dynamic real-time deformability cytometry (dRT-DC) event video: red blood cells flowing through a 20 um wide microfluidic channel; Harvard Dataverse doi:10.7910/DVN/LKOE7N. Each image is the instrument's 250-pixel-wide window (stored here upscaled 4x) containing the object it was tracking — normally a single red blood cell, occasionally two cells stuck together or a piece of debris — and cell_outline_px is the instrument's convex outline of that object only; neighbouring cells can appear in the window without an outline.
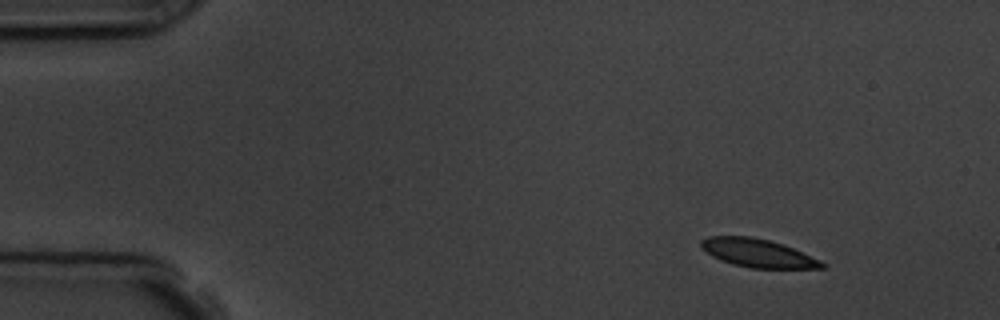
{"species": "common noctule bat (a hibernating species)", "species_latin": "Nyctalus noctula", "temperature_condition": "room temperature", "stored_images_in_passage": 4, "camera_frame_rate_fps": 3000, "um_per_image_px": 0.085, "animal": {"sex": "male", "body_mass_g": 19.5, "forearm_length_mm": 54.6}, "frame": {"image": 1, "passage_image": 1, "time_ms": 0.0, "image_size_px": [1000, 320], "cell_outline_px": [[828, 264], [824, 268], [748, 268], [732, 264], [720, 260], [712, 256], [700, 244], [700, 240], [708, 236], [752, 236], [784, 244], [820, 260]], "centroid_in_image_um": [64.43, 21.51], "position_along_channel_um": 20.6, "area_um2": 19.94}}
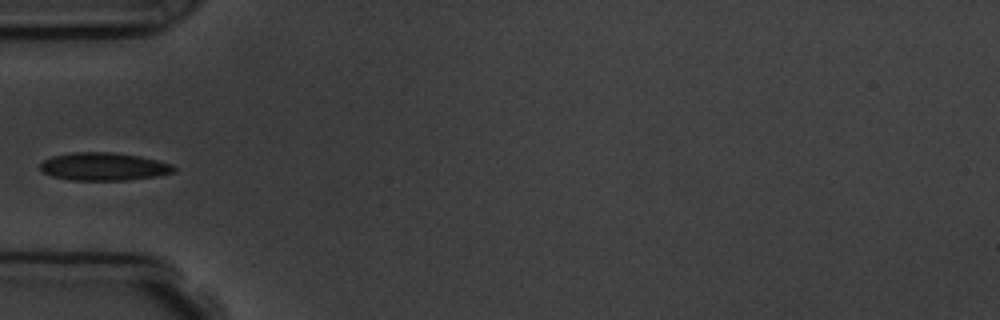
{"frame": {"image": 2, "passage_image": 4, "time_ms": 4.0, "image_size_px": [1000, 320], "cell_outline_px": [[176, 172], [156, 176], [128, 180], [68, 180], [52, 176], [44, 172], [40, 168], [40, 164], [44, 160], [52, 156], [72, 152], [112, 152], [140, 156], [172, 164], [176, 168]], "centroid_in_image_um": [8.83, 14.16], "position_along_channel_um": 76.2, "area_um2": 21.79}}